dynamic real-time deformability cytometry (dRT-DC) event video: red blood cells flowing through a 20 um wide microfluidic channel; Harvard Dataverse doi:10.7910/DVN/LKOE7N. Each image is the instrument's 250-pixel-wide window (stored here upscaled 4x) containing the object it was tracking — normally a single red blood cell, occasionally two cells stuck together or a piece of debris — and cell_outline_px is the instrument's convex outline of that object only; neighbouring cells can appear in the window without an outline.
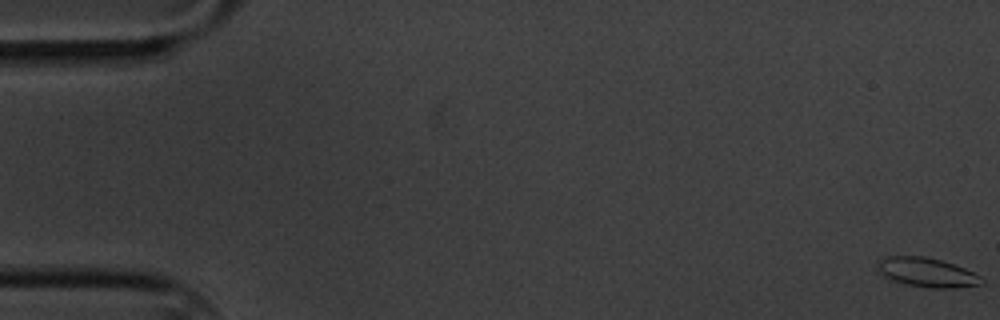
{"species": "common noctule bat (a hibernating species)", "species_latin": "Nyctalus noctula", "temperature_condition": "cold", "stored_images_in_passage": 4, "camera_frame_rate_fps": 3000, "um_per_image_px": 0.085, "animal": {"sex": "male", "body_mass_g": 20.1, "forearm_length_mm": 53.5}, "frame": {"image": 1, "passage_image": 1, "time_ms": 0.0, "image_size_px": [1000, 320], "cell_outline_px": [[984, 284], [956, 288], [932, 288], [908, 284], [892, 280], [884, 276], [880, 272], [880, 256], [924, 256], [940, 260], [964, 268], [980, 276], [984, 280]], "centroid_in_image_um": [78.83, 23.16], "position_along_channel_um": 6.2, "area_um2": 17.51}}